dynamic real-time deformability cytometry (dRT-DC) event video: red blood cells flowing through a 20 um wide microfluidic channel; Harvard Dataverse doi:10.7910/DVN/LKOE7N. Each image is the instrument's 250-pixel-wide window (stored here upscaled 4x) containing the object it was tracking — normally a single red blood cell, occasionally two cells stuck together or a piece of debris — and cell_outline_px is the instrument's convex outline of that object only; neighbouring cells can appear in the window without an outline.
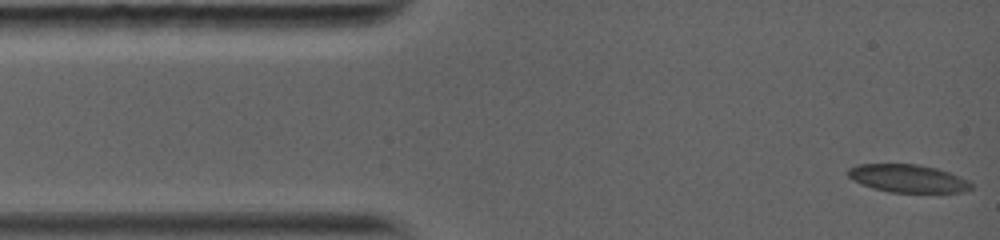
{"species": "common noctule bat (a hibernating species)", "species_latin": "Nyctalus noctula", "temperature_condition": "warm", "stored_images_in_passage": 35, "camera_frame_rate_fps": 5000, "um_per_image_px": 0.085, "animal": {"sex": "female", "body_mass_g": 19.0, "forearm_length_mm": 56.7}, "frame": {"image": 1, "passage_image": 1, "time_ms": 0.0, "image_size_px": [1000, 240], "cell_outline_px": [[972, 188], [964, 192], [892, 192], [872, 188], [852, 180], [848, 176], [848, 168], [856, 164], [916, 164], [936, 168], [948, 172], [968, 180], [972, 184]], "centroid_in_image_um": [77.14, 15.16], "position_along_channel_um": 7.9, "area_um2": 19.94}}
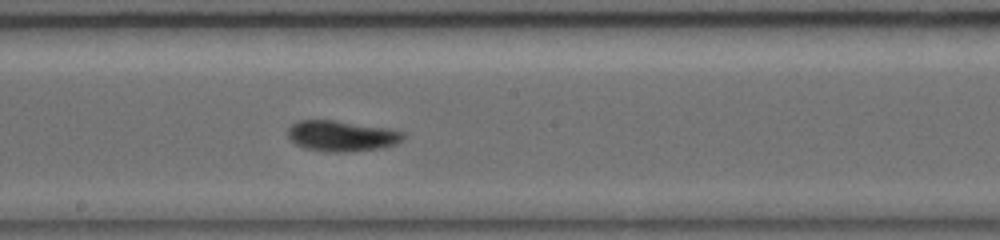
{"frame": {"image": 2, "passage_image": 20, "time_ms": 7.0, "image_size_px": [1000, 240], "cell_outline_px": [[408, 136], [404, 140], [396, 144], [380, 148], [344, 152], [332, 152], [304, 148], [296, 144], [288, 136], [288, 128], [292, 124], [300, 120], [336, 120], [388, 128], [404, 132]], "centroid_in_image_um": [29.09, 11.55], "position_along_channel_um": 219.1, "area_um2": 20.75}}
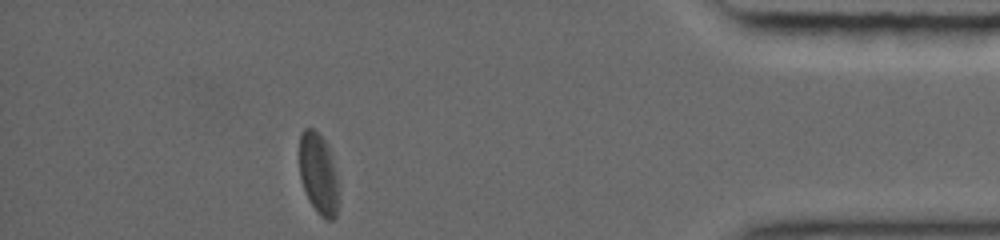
{"frame": {"image": 3, "passage_image": 35, "time_ms": 12.8, "image_size_px": [1000, 240], "cell_outline_px": [[336, 216], [332, 220], [328, 220], [320, 216], [316, 212], [304, 188], [300, 176], [300, 132], [304, 128], [312, 128], [320, 132], [328, 148], [336, 176]], "centroid_in_image_um": [27.03, 14.72], "position_along_channel_um": 408.2, "area_um2": 17.92}, "authors_computed_cell_mechanics": {"area_um2": 20.1722, "velocity_mm_per_s": 4.0616, "shape_relaxation_time_tau1_ms": 7.0942, "shape_relaxation_time_tau2_ms": 3.2182, "deformation_change_tau1": 0.162, "deformation_change_tau2": 0.066}}